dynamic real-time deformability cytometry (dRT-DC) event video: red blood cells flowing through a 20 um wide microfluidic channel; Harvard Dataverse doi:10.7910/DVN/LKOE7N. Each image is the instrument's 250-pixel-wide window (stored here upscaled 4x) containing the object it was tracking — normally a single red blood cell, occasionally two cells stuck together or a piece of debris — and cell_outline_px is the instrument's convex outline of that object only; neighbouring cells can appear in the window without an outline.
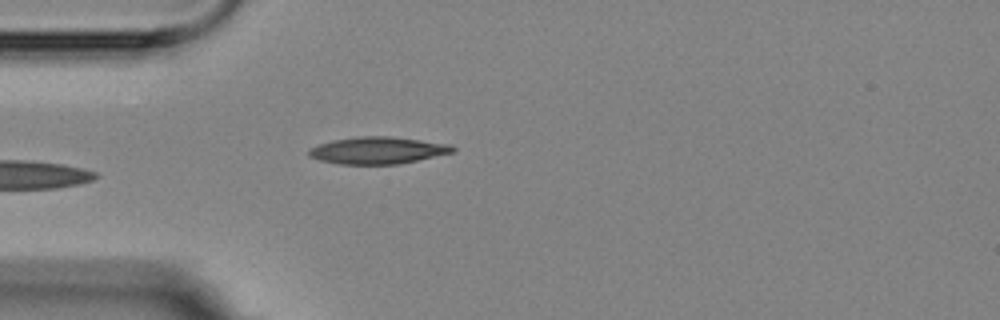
{"species": "Egyptian fruit bat (a non-hibernating species)", "species_latin": "Rousettus aegyptiacus", "temperature_condition": "room temperature", "stored_images_in_passage": 5, "camera_frame_rate_fps": 3000, "um_per_image_px": 0.085, "animal": {"sex": "female"}, "frame": {"image": 1, "passage_image": 5, "time_ms": 4.667, "image_size_px": [1000, 320], "cell_outline_px": [[456, 152], [396, 164], [340, 164], [320, 160], [308, 156], [308, 148], [332, 140], [356, 136], [388, 136], [420, 140], [448, 144], [456, 148]], "centroid_in_image_um": [32.08, 12.78], "position_along_channel_um": 52.9, "area_um2": 22.54}}